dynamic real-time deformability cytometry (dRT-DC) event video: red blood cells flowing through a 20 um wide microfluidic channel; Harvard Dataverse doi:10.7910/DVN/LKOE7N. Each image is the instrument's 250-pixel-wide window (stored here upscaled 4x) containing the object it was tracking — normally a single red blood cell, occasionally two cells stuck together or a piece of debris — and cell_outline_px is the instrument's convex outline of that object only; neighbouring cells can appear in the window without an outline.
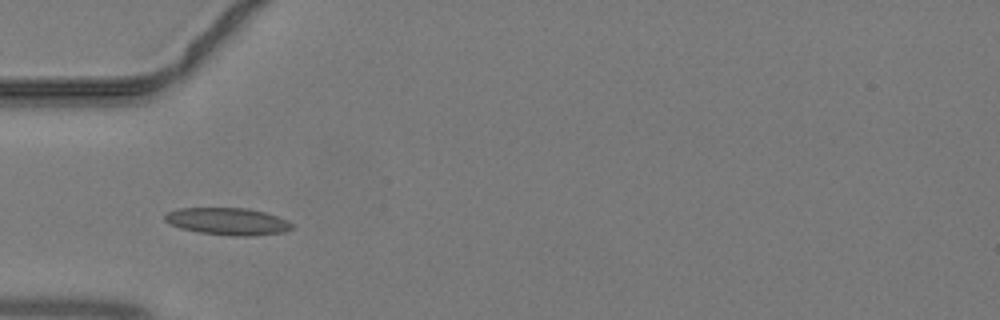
{"species": "common noctule bat (a hibernating species)", "species_latin": "Nyctalus noctula", "temperature_condition": "warm", "stored_images_in_passage": 42, "camera_frame_rate_fps": 3000, "um_per_image_px": 0.085, "animal": {"sex": "male", "body_mass_g": 19.2, "forearm_length_mm": 51.8}, "frame": {"image": 1, "passage_image": 12, "time_ms": 3.667, "image_size_px": [1000, 320], "cell_outline_px": [[292, 228], [284, 232], [252, 236], [232, 236], [200, 232], [180, 228], [164, 220], [164, 216], [168, 212], [176, 208], [248, 208], [264, 212], [288, 220], [292, 224]], "centroid_in_image_um": [19.36, 18.81], "position_along_channel_um": 65.6, "area_um2": 20.06}}
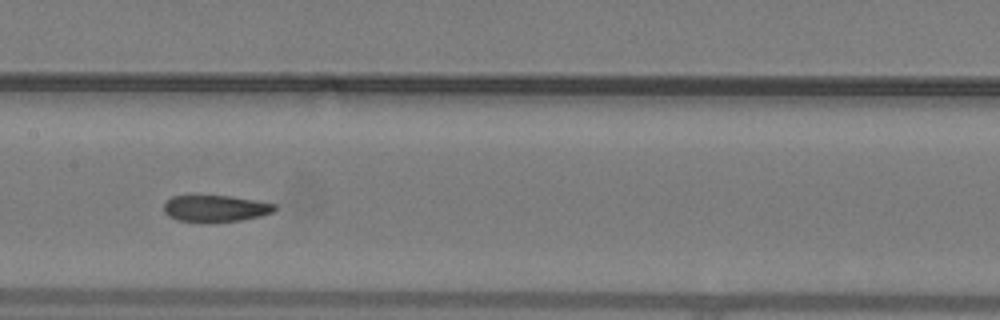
{"frame": {"image": 2, "passage_image": 20, "time_ms": 6.333, "image_size_px": [1000, 320], "cell_outline_px": [[276, 208], [272, 212], [260, 216], [240, 220], [176, 220], [168, 216], [164, 212], [164, 204], [172, 196], [232, 196], [276, 204]], "centroid_in_image_um": [18.32, 17.69], "position_along_channel_um": 189.1, "area_um2": 16.53}}
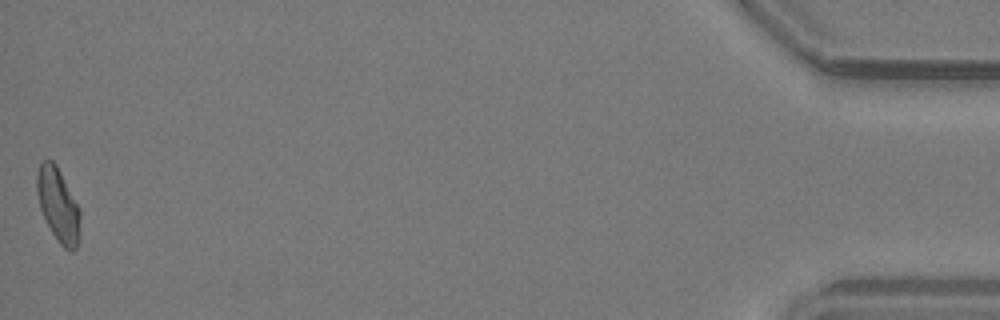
{"frame": {"image": 3, "passage_image": 42, "time_ms": 13.667, "image_size_px": [1000, 320], "cell_outline_px": [[80, 236], [76, 248], [72, 252], [64, 248], [60, 244], [52, 232], [40, 208], [36, 192], [36, 176], [40, 164], [44, 160], [52, 160], [56, 164], [80, 208]], "centroid_in_image_um": [4.96, 17.43], "position_along_channel_um": 430.2, "area_um2": 18.61}}